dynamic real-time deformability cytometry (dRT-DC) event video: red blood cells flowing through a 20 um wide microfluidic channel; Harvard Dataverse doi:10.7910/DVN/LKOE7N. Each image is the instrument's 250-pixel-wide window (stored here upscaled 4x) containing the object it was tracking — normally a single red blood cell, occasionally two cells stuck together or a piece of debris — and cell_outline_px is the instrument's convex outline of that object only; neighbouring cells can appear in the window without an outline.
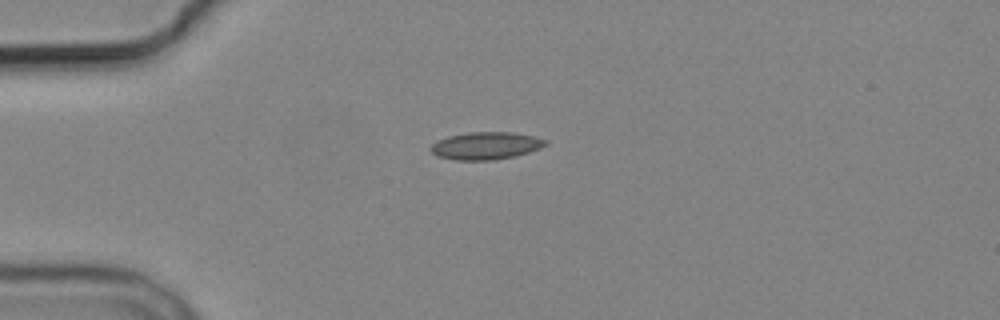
{"species": "common noctule bat (a hibernating species)", "species_latin": "Nyctalus noctula", "temperature_condition": "cold", "stored_images_in_passage": 7, "camera_frame_rate_fps": 3000, "um_per_image_px": 0.085, "animal": {"sex": "male", "body_mass_g": 19.2, "forearm_length_mm": 51.8}, "frame": {"image": 1, "passage_image": 1, "time_ms": 0.0, "image_size_px": [1000, 320], "cell_outline_px": [[548, 144], [540, 148], [516, 156], [492, 160], [456, 160], [436, 156], [428, 148], [436, 140], [448, 136], [468, 132], [512, 132], [532, 136], [548, 140]], "centroid_in_image_um": [41.27, 12.38], "position_along_channel_um": 43.7, "area_um2": 18.5}}
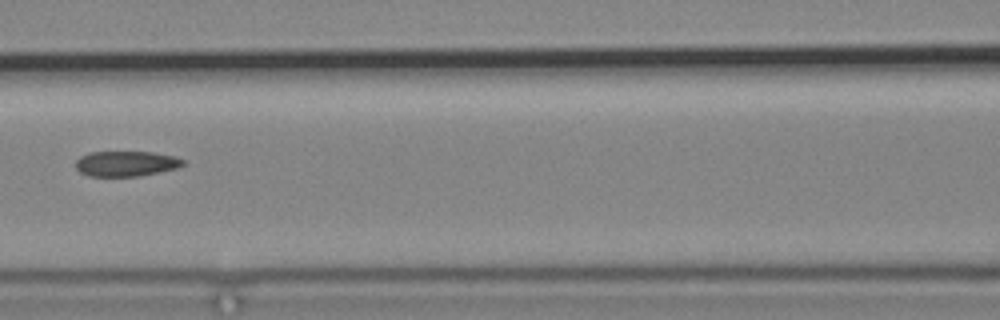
{"frame": {"image": 2, "passage_image": 4, "time_ms": 3.667, "image_size_px": [1000, 320], "cell_outline_px": [[184, 164], [176, 168], [140, 176], [88, 176], [80, 172], [76, 168], [76, 160], [80, 156], [88, 152], [152, 152], [176, 156], [184, 160]], "centroid_in_image_um": [10.7, 13.9], "position_along_channel_um": 155.9, "area_um2": 15.84}}
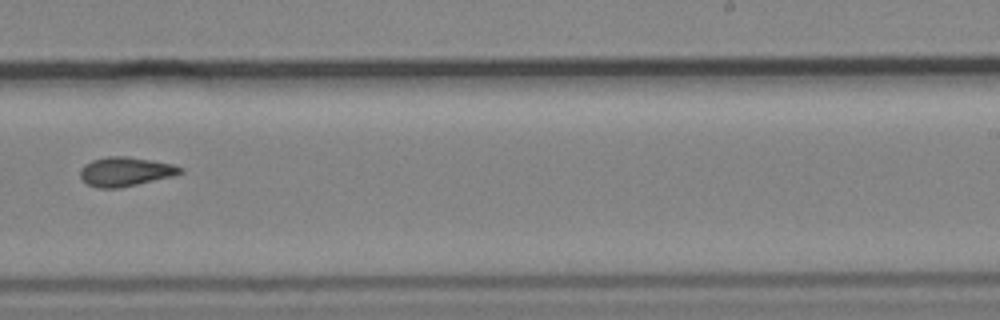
{"frame": {"image": 3, "passage_image": 7, "time_ms": 7.0, "image_size_px": [1000, 320], "cell_outline_px": [[184, 172], [176, 176], [120, 188], [96, 188], [88, 184], [80, 176], [80, 168], [84, 164], [92, 160], [104, 156], [128, 156], [152, 160], [172, 164], [184, 168]], "centroid_in_image_um": [10.69, 14.58], "position_along_channel_um": 278.3, "area_um2": 17.34}}